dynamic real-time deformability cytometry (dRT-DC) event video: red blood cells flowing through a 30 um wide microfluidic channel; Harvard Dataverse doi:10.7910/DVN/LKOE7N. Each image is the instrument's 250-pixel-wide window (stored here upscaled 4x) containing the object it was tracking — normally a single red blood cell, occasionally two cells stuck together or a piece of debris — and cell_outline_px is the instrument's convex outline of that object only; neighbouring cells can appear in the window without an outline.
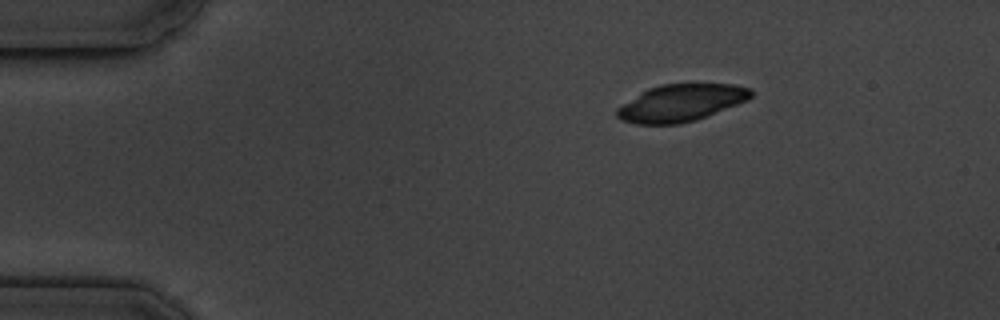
{"species": "common noctule bat (a hibernating species)", "species_latin": "Nyctalus noctula", "temperature_condition": "cold", "stored_images_in_passage": 3, "camera_frame_rate_fps": 3000, "um_per_image_px": 0.085, "animal": {"sex": "male", "body_mass_g": 19.5, "forearm_length_mm": 54.6}, "frame": {"image": 1, "passage_image": 1, "time_ms": 0.0, "image_size_px": [1000, 320], "cell_outline_px": [[752, 96], [748, 100], [696, 120], [680, 124], [636, 124], [620, 120], [616, 116], [616, 108], [648, 88], [660, 84], [736, 84], [752, 88]], "centroid_in_image_um": [57.89, 8.74], "position_along_channel_um": 27.1, "area_um2": 29.02}}